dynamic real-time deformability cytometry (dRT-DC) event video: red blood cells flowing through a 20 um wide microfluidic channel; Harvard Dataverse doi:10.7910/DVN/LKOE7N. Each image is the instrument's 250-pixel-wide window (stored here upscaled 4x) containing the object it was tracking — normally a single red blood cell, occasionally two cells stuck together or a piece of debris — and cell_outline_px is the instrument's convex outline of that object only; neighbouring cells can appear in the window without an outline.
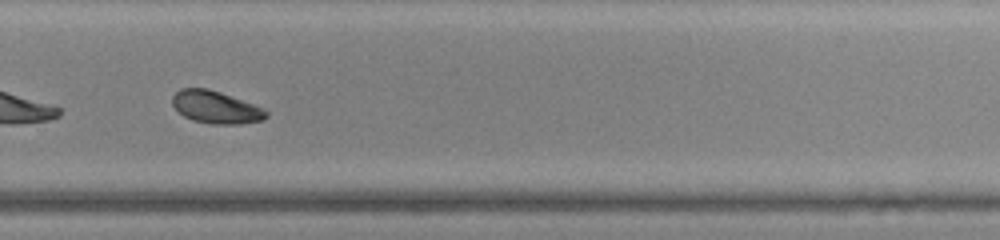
{"species": "common noctule bat (a hibernating species)", "species_latin": "Nyctalus noctula", "temperature_condition": "warm", "stored_images_in_passage": 29, "camera_frame_rate_fps": 3000, "um_per_image_px": 0.085, "animal": {"sex": "male", "body_mass_g": 20.0, "forearm_length_mm": 53.3}, "frame": {"image": 1, "passage_image": 21, "time_ms": 6.667, "image_size_px": [1000, 240], "cell_outline_px": [[268, 116], [264, 120], [240, 124], [212, 124], [192, 120], [184, 116], [172, 104], [172, 96], [180, 88], [208, 88], [220, 92], [252, 104], [268, 112]], "centroid_in_image_um": [18.32, 9.12], "position_along_channel_um": 311.5, "area_um2": 17.57}, "authors_computed_cell_mechanics": {"area_um2": 18.0914, "velocity_mm_per_s": 4.3064, "shape_relaxation_time_tau1_ms": 4.7307, "shape_relaxation_time_tau2_ms": null, "deformation_change_tau1": 0.1345, "deformation_change_tau2": null}}